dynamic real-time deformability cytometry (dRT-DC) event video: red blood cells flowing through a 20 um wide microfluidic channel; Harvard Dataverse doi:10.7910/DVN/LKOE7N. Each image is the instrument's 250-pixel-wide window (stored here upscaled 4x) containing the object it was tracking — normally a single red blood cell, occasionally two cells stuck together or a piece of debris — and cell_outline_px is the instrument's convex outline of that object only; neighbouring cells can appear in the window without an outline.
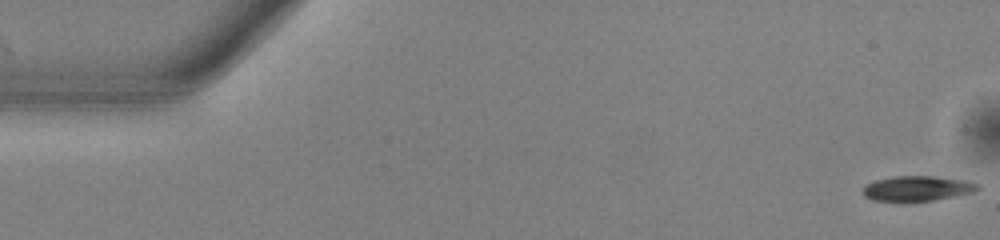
{"species": "common noctule bat (a hibernating species)", "species_latin": "Nyctalus noctula", "temperature_condition": "warm", "stored_images_in_passage": 15, "camera_frame_rate_fps": 3000, "um_per_image_px": 0.085, "animal": {"sex": "male", "body_mass_g": 13.0, "forearm_length_mm": 53.1}, "frame": {"image": 1, "passage_image": 1, "time_ms": 0.0, "image_size_px": [1000, 240], "cell_outline_px": [[980, 188], [972, 192], [932, 200], [904, 204], [872, 200], [864, 196], [860, 192], [860, 188], [864, 184], [876, 180], [892, 176], [932, 176], [968, 180], [980, 184]], "centroid_in_image_um": [77.86, 16.04], "position_along_channel_um": 7.1, "area_um2": 17.57}}
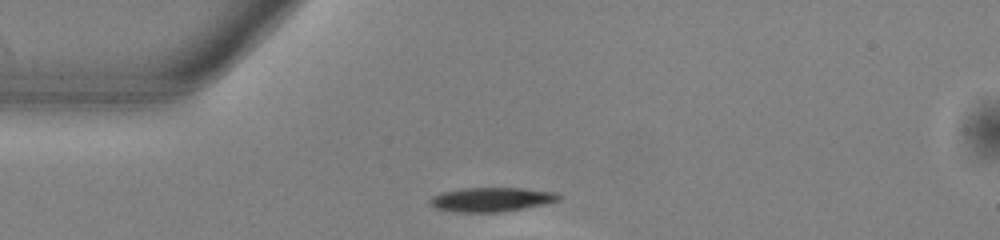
{"frame": {"image": 2, "passage_image": 13, "time_ms": 4.0, "image_size_px": [1000, 240], "cell_outline_px": [[560, 200], [520, 208], [496, 212], [456, 212], [436, 208], [428, 200], [432, 196], [440, 192], [464, 188], [520, 188], [556, 192], [560, 196]], "centroid_in_image_um": [41.71, 16.94], "position_along_channel_um": 43.3, "area_um2": 17.8}}